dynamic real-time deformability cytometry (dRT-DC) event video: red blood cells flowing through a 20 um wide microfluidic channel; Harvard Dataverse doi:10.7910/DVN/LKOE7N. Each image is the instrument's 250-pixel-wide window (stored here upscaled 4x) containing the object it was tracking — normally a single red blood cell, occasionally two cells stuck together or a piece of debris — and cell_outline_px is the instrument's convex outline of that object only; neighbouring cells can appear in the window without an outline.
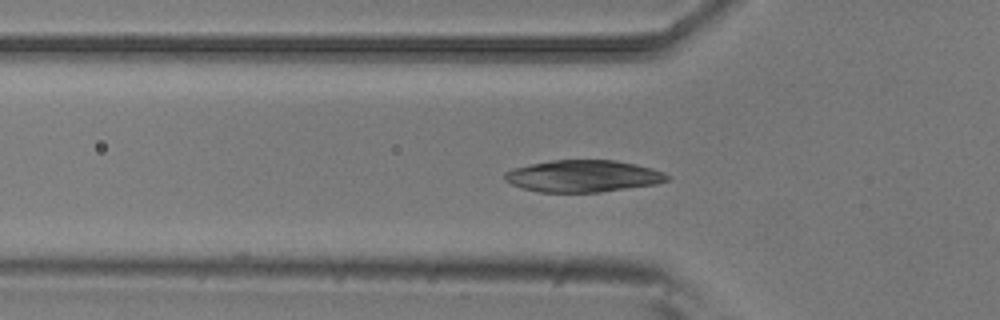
{"species": "common noctule bat (a hibernating species)", "species_latin": "Nyctalus noctula", "temperature_condition": "room temperature", "stored_images_in_passage": 4, "camera_frame_rate_fps": 3000, "um_per_image_px": 0.085, "animal": {"sex": "male", "body_mass_g": 20.5, "forearm_length_mm": 52.5}, "frame": {"image": 1, "passage_image": 4, "time_ms": 1.0, "image_size_px": [1000, 320], "cell_outline_px": [[668, 180], [656, 184], [600, 192], [540, 192], [524, 188], [512, 184], [504, 180], [504, 172], [516, 168], [532, 164], [552, 160], [616, 160], [636, 164], [652, 168], [664, 172], [668, 176]], "centroid_in_image_um": [49.58, 14.96], "position_along_channel_um": 76.2, "area_um2": 30.0}}